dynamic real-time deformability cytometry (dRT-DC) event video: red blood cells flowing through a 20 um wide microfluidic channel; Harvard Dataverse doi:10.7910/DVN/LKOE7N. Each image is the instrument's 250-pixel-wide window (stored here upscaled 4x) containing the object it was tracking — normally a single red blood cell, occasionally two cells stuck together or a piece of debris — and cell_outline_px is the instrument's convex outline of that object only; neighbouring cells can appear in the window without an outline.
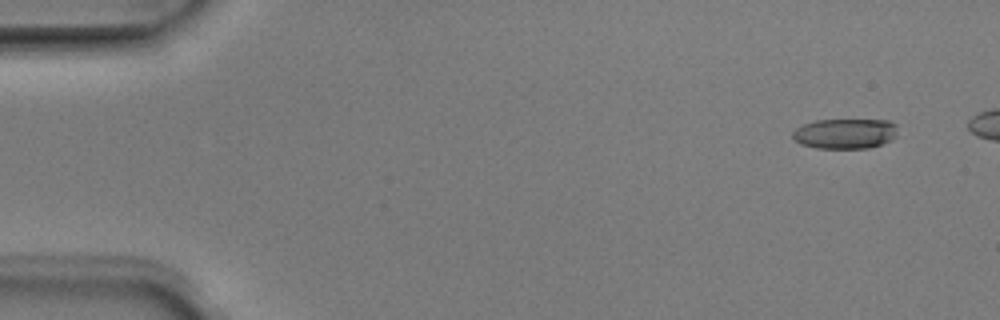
{"species": "Egyptian fruit bat (a non-hibernating species)", "species_latin": "Rousettus aegyptiacus", "temperature_condition": "room temperature", "stored_images_in_passage": 5, "camera_frame_rate_fps": 3000, "um_per_image_px": 0.085, "animal": {"sex": "male"}, "frame": {"image": 1, "passage_image": 1, "time_ms": 0.0, "image_size_px": [1000, 320], "cell_outline_px": [[896, 136], [892, 140], [868, 148], [816, 148], [800, 144], [792, 136], [792, 132], [796, 128], [804, 124], [816, 120], [888, 120], [896, 124]], "centroid_in_image_um": [71.83, 11.35], "position_along_channel_um": 13.2, "area_um2": 18.44}}